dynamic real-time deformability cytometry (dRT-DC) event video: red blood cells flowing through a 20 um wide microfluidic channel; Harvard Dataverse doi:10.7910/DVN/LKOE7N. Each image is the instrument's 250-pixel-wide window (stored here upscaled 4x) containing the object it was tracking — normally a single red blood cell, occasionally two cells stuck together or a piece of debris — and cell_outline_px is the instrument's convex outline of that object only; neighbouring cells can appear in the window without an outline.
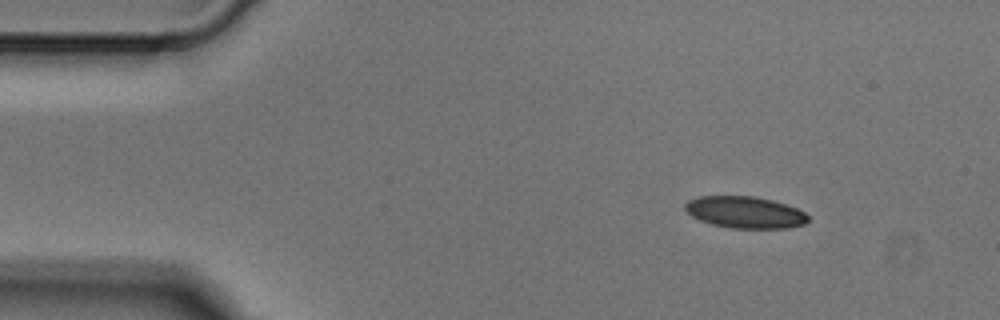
{"species": "Egyptian fruit bat (a non-hibernating species)", "species_latin": "Rousettus aegyptiacus", "temperature_condition": "cold", "stored_images_in_passage": 3, "camera_frame_rate_fps": 3000, "um_per_image_px": 0.085, "animal": {"sex": "male"}, "frame": {"image": 1, "passage_image": 1, "time_ms": 0.0, "image_size_px": [1000, 320], "cell_outline_px": [[808, 220], [804, 224], [788, 228], [732, 228], [712, 224], [700, 220], [692, 216], [684, 208], [684, 204], [688, 200], [700, 196], [756, 196], [772, 200], [796, 208], [804, 212], [808, 216]], "centroid_in_image_um": [63.31, 18.04], "position_along_channel_um": 21.7, "area_um2": 22.66}}
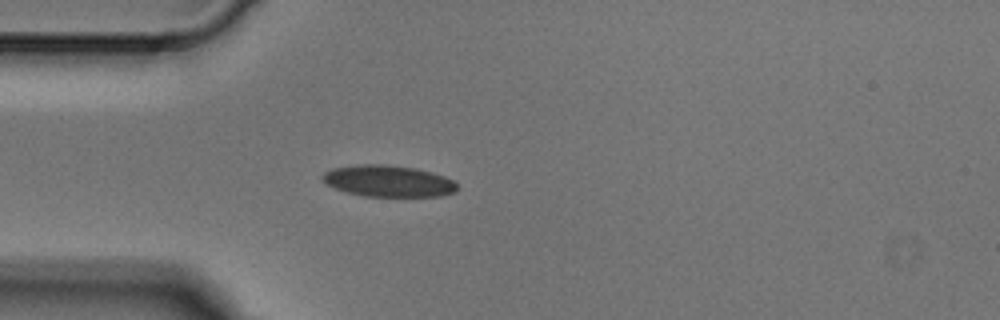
{"frame": {"image": 2, "passage_image": 3, "time_ms": 0.667, "image_size_px": [1000, 320], "cell_outline_px": [[456, 192], [440, 196], [364, 196], [348, 192], [336, 188], [328, 184], [320, 176], [324, 172], [332, 168], [360, 164], [384, 164], [416, 168], [432, 172], [444, 176], [452, 180], [456, 184]], "centroid_in_image_um": [33.01, 15.38], "position_along_channel_um": 52.0, "area_um2": 24.57}}